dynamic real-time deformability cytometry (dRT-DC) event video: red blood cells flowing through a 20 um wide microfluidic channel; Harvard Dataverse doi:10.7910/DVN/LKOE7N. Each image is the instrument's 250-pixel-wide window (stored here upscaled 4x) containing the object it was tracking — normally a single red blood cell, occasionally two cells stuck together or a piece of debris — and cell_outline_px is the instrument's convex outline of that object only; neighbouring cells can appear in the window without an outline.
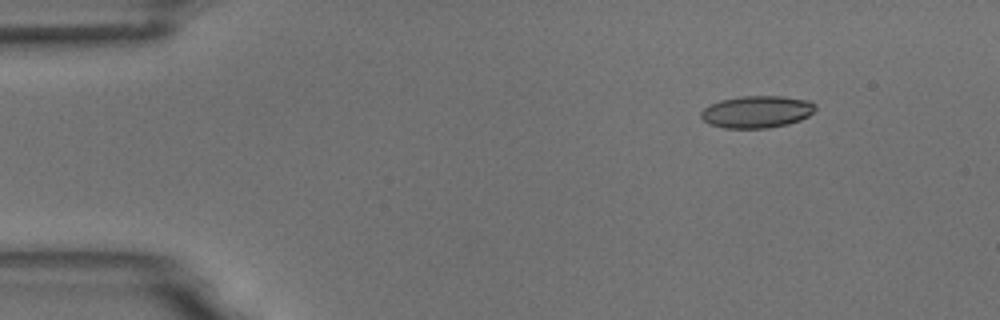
{"species": "common noctule bat (a hibernating species)", "species_latin": "Nyctalus noctula", "temperature_condition": "room temperature", "stored_images_in_passage": 5, "camera_frame_rate_fps": 3000, "um_per_image_px": 0.085, "animal": {"sex": "male", "body_mass_g": 18.8}, "frame": {"image": 1, "passage_image": 1, "time_ms": 0.0, "image_size_px": [1000, 320], "cell_outline_px": [[816, 108], [808, 116], [800, 120], [788, 124], [768, 128], [724, 128], [708, 124], [700, 116], [700, 112], [704, 108], [720, 100], [740, 96], [780, 96], [808, 100], [816, 104]], "centroid_in_image_um": [64.32, 9.5], "position_along_channel_um": 20.7, "area_um2": 21.44}}
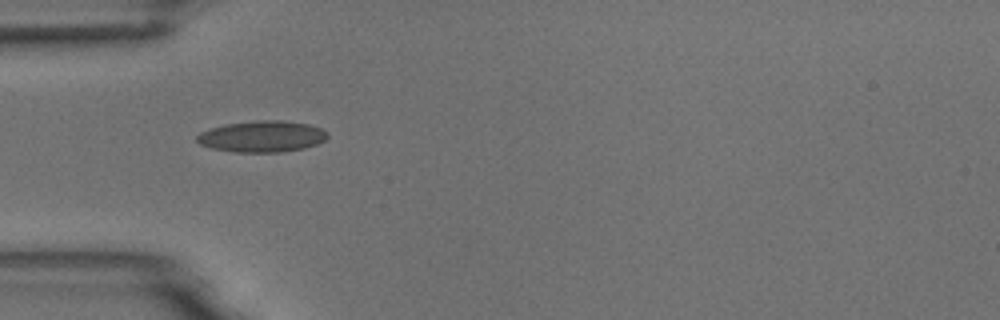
{"frame": {"image": 2, "passage_image": 4, "time_ms": 3.333, "image_size_px": [1000, 320], "cell_outline_px": [[328, 136], [324, 140], [316, 144], [304, 148], [280, 152], [236, 152], [212, 148], [200, 144], [196, 140], [196, 136], [200, 132], [224, 124], [256, 120], [280, 120], [308, 124], [320, 128], [328, 132]], "centroid_in_image_um": [22.26, 11.59], "position_along_channel_um": 62.7, "area_um2": 23.76}}